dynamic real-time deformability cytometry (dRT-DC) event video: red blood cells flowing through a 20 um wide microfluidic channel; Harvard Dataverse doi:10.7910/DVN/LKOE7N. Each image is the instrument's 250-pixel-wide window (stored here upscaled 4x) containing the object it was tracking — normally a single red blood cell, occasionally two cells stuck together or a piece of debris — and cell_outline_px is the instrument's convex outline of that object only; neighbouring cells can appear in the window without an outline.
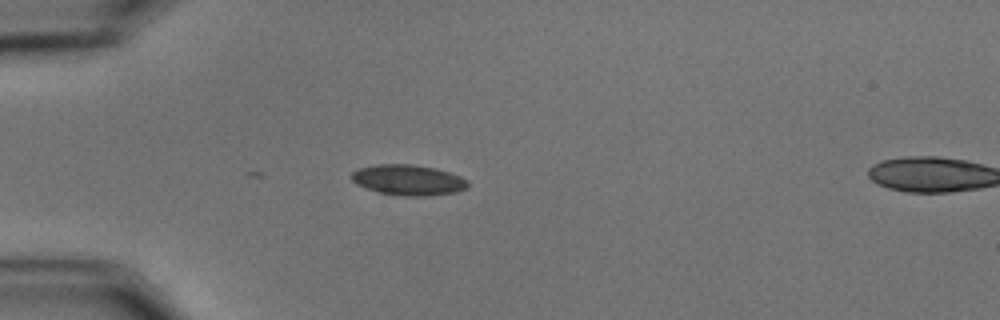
{"species": "common noctule bat (a hibernating species)", "species_latin": "Nyctalus noctula", "temperature_condition": "cold", "stored_images_in_passage": 3, "camera_frame_rate_fps": 3000, "um_per_image_px": 0.085, "animal": {"sex": "male", "body_mass_g": 15.6}, "frame": {"image": 1, "passage_image": 1, "time_ms": 0.0, "image_size_px": [1000, 320], "cell_outline_px": [[468, 184], [464, 188], [456, 192], [428, 196], [404, 196], [380, 192], [356, 184], [352, 180], [352, 172], [356, 168], [376, 164], [412, 164], [436, 168], [460, 176], [468, 180]], "centroid_in_image_um": [34.69, 15.29], "position_along_channel_um": 50.3, "area_um2": 20.63}}